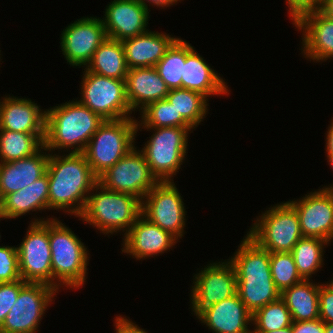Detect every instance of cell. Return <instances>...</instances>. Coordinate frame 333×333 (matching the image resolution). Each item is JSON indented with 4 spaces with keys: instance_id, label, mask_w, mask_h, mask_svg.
Masks as SVG:
<instances>
[{
    "instance_id": "obj_1",
    "label": "cell",
    "mask_w": 333,
    "mask_h": 333,
    "mask_svg": "<svg viewBox=\"0 0 333 333\" xmlns=\"http://www.w3.org/2000/svg\"><path fill=\"white\" fill-rule=\"evenodd\" d=\"M49 210L79 217L98 183L84 153H51L47 165Z\"/></svg>"
},
{
    "instance_id": "obj_2",
    "label": "cell",
    "mask_w": 333,
    "mask_h": 333,
    "mask_svg": "<svg viewBox=\"0 0 333 333\" xmlns=\"http://www.w3.org/2000/svg\"><path fill=\"white\" fill-rule=\"evenodd\" d=\"M228 260L236 271L237 294L252 314L280 298L271 275L270 252L247 234Z\"/></svg>"
},
{
    "instance_id": "obj_3",
    "label": "cell",
    "mask_w": 333,
    "mask_h": 333,
    "mask_svg": "<svg viewBox=\"0 0 333 333\" xmlns=\"http://www.w3.org/2000/svg\"><path fill=\"white\" fill-rule=\"evenodd\" d=\"M78 99L46 109L44 147L49 152L83 153L104 122Z\"/></svg>"
},
{
    "instance_id": "obj_4",
    "label": "cell",
    "mask_w": 333,
    "mask_h": 333,
    "mask_svg": "<svg viewBox=\"0 0 333 333\" xmlns=\"http://www.w3.org/2000/svg\"><path fill=\"white\" fill-rule=\"evenodd\" d=\"M52 287L79 289L86 284L89 250L69 227L55 217L48 220Z\"/></svg>"
},
{
    "instance_id": "obj_5",
    "label": "cell",
    "mask_w": 333,
    "mask_h": 333,
    "mask_svg": "<svg viewBox=\"0 0 333 333\" xmlns=\"http://www.w3.org/2000/svg\"><path fill=\"white\" fill-rule=\"evenodd\" d=\"M96 191V192H95ZM142 213V201L122 192H115L97 183L88 195L83 212L78 217L104 235L128 233Z\"/></svg>"
},
{
    "instance_id": "obj_6",
    "label": "cell",
    "mask_w": 333,
    "mask_h": 333,
    "mask_svg": "<svg viewBox=\"0 0 333 333\" xmlns=\"http://www.w3.org/2000/svg\"><path fill=\"white\" fill-rule=\"evenodd\" d=\"M137 119L104 120L83 152L94 175L99 178L135 147Z\"/></svg>"
},
{
    "instance_id": "obj_7",
    "label": "cell",
    "mask_w": 333,
    "mask_h": 333,
    "mask_svg": "<svg viewBox=\"0 0 333 333\" xmlns=\"http://www.w3.org/2000/svg\"><path fill=\"white\" fill-rule=\"evenodd\" d=\"M152 131L149 140L145 142L141 152L152 174L159 182L174 181L188 151L189 134L193 132L192 127H159V128H137Z\"/></svg>"
},
{
    "instance_id": "obj_8",
    "label": "cell",
    "mask_w": 333,
    "mask_h": 333,
    "mask_svg": "<svg viewBox=\"0 0 333 333\" xmlns=\"http://www.w3.org/2000/svg\"><path fill=\"white\" fill-rule=\"evenodd\" d=\"M252 221L247 235L270 253L291 252L304 237L298 214L288 201L271 205Z\"/></svg>"
},
{
    "instance_id": "obj_9",
    "label": "cell",
    "mask_w": 333,
    "mask_h": 333,
    "mask_svg": "<svg viewBox=\"0 0 333 333\" xmlns=\"http://www.w3.org/2000/svg\"><path fill=\"white\" fill-rule=\"evenodd\" d=\"M80 99L82 105L95 112L103 120L132 117L126 98V79H114L83 69Z\"/></svg>"
},
{
    "instance_id": "obj_10",
    "label": "cell",
    "mask_w": 333,
    "mask_h": 333,
    "mask_svg": "<svg viewBox=\"0 0 333 333\" xmlns=\"http://www.w3.org/2000/svg\"><path fill=\"white\" fill-rule=\"evenodd\" d=\"M50 219L54 218H33L21 244L17 245L20 277L24 282L52 286L51 250L48 237V220Z\"/></svg>"
},
{
    "instance_id": "obj_11",
    "label": "cell",
    "mask_w": 333,
    "mask_h": 333,
    "mask_svg": "<svg viewBox=\"0 0 333 333\" xmlns=\"http://www.w3.org/2000/svg\"><path fill=\"white\" fill-rule=\"evenodd\" d=\"M190 308L196 317L207 307L237 294V277L227 259L211 262L193 275Z\"/></svg>"
},
{
    "instance_id": "obj_12",
    "label": "cell",
    "mask_w": 333,
    "mask_h": 333,
    "mask_svg": "<svg viewBox=\"0 0 333 333\" xmlns=\"http://www.w3.org/2000/svg\"><path fill=\"white\" fill-rule=\"evenodd\" d=\"M58 290L43 283H27L0 327V333H36Z\"/></svg>"
},
{
    "instance_id": "obj_13",
    "label": "cell",
    "mask_w": 333,
    "mask_h": 333,
    "mask_svg": "<svg viewBox=\"0 0 333 333\" xmlns=\"http://www.w3.org/2000/svg\"><path fill=\"white\" fill-rule=\"evenodd\" d=\"M174 181L158 182L142 200V215L178 240L186 233L187 211Z\"/></svg>"
},
{
    "instance_id": "obj_14",
    "label": "cell",
    "mask_w": 333,
    "mask_h": 333,
    "mask_svg": "<svg viewBox=\"0 0 333 333\" xmlns=\"http://www.w3.org/2000/svg\"><path fill=\"white\" fill-rule=\"evenodd\" d=\"M158 182L145 155L136 147L98 178V183L104 188L131 194L141 201Z\"/></svg>"
},
{
    "instance_id": "obj_15",
    "label": "cell",
    "mask_w": 333,
    "mask_h": 333,
    "mask_svg": "<svg viewBox=\"0 0 333 333\" xmlns=\"http://www.w3.org/2000/svg\"><path fill=\"white\" fill-rule=\"evenodd\" d=\"M106 38L105 27L100 17H82L62 30L60 49L70 66L85 68Z\"/></svg>"
},
{
    "instance_id": "obj_16",
    "label": "cell",
    "mask_w": 333,
    "mask_h": 333,
    "mask_svg": "<svg viewBox=\"0 0 333 333\" xmlns=\"http://www.w3.org/2000/svg\"><path fill=\"white\" fill-rule=\"evenodd\" d=\"M302 32L301 53L310 62L333 59V18L327 17L317 7L299 11L291 19Z\"/></svg>"
},
{
    "instance_id": "obj_17",
    "label": "cell",
    "mask_w": 333,
    "mask_h": 333,
    "mask_svg": "<svg viewBox=\"0 0 333 333\" xmlns=\"http://www.w3.org/2000/svg\"><path fill=\"white\" fill-rule=\"evenodd\" d=\"M288 202L298 214L304 237L333 242V189L322 187Z\"/></svg>"
},
{
    "instance_id": "obj_18",
    "label": "cell",
    "mask_w": 333,
    "mask_h": 333,
    "mask_svg": "<svg viewBox=\"0 0 333 333\" xmlns=\"http://www.w3.org/2000/svg\"><path fill=\"white\" fill-rule=\"evenodd\" d=\"M122 239L121 253L128 254L136 260L162 255L172 250L179 242L170 232L150 222L142 214Z\"/></svg>"
},
{
    "instance_id": "obj_19",
    "label": "cell",
    "mask_w": 333,
    "mask_h": 333,
    "mask_svg": "<svg viewBox=\"0 0 333 333\" xmlns=\"http://www.w3.org/2000/svg\"><path fill=\"white\" fill-rule=\"evenodd\" d=\"M104 10L107 38L122 42L149 30L150 11L138 0H113Z\"/></svg>"
},
{
    "instance_id": "obj_20",
    "label": "cell",
    "mask_w": 333,
    "mask_h": 333,
    "mask_svg": "<svg viewBox=\"0 0 333 333\" xmlns=\"http://www.w3.org/2000/svg\"><path fill=\"white\" fill-rule=\"evenodd\" d=\"M196 318L213 333L252 332V313L238 294L207 307Z\"/></svg>"
},
{
    "instance_id": "obj_21",
    "label": "cell",
    "mask_w": 333,
    "mask_h": 333,
    "mask_svg": "<svg viewBox=\"0 0 333 333\" xmlns=\"http://www.w3.org/2000/svg\"><path fill=\"white\" fill-rule=\"evenodd\" d=\"M2 99V100H1ZM0 99V129L23 133H45L46 109L26 97L7 94Z\"/></svg>"
},
{
    "instance_id": "obj_22",
    "label": "cell",
    "mask_w": 333,
    "mask_h": 333,
    "mask_svg": "<svg viewBox=\"0 0 333 333\" xmlns=\"http://www.w3.org/2000/svg\"><path fill=\"white\" fill-rule=\"evenodd\" d=\"M182 88L200 92L207 98L224 96L231 92L220 73L213 69L189 42L186 41V59L183 64Z\"/></svg>"
},
{
    "instance_id": "obj_23",
    "label": "cell",
    "mask_w": 333,
    "mask_h": 333,
    "mask_svg": "<svg viewBox=\"0 0 333 333\" xmlns=\"http://www.w3.org/2000/svg\"><path fill=\"white\" fill-rule=\"evenodd\" d=\"M49 154L43 146L30 157L0 163V190L3 197L26 188L44 176L47 172Z\"/></svg>"
},
{
    "instance_id": "obj_24",
    "label": "cell",
    "mask_w": 333,
    "mask_h": 333,
    "mask_svg": "<svg viewBox=\"0 0 333 333\" xmlns=\"http://www.w3.org/2000/svg\"><path fill=\"white\" fill-rule=\"evenodd\" d=\"M177 39L169 33L148 30L122 41L128 68L154 67Z\"/></svg>"
},
{
    "instance_id": "obj_25",
    "label": "cell",
    "mask_w": 333,
    "mask_h": 333,
    "mask_svg": "<svg viewBox=\"0 0 333 333\" xmlns=\"http://www.w3.org/2000/svg\"><path fill=\"white\" fill-rule=\"evenodd\" d=\"M169 91L170 89L154 67L128 70L126 98L133 112L137 110L140 112L149 103L165 99Z\"/></svg>"
},
{
    "instance_id": "obj_26",
    "label": "cell",
    "mask_w": 333,
    "mask_h": 333,
    "mask_svg": "<svg viewBox=\"0 0 333 333\" xmlns=\"http://www.w3.org/2000/svg\"><path fill=\"white\" fill-rule=\"evenodd\" d=\"M49 211L48 174L17 192L8 194L3 202V215L7 219H16L33 211Z\"/></svg>"
},
{
    "instance_id": "obj_27",
    "label": "cell",
    "mask_w": 333,
    "mask_h": 333,
    "mask_svg": "<svg viewBox=\"0 0 333 333\" xmlns=\"http://www.w3.org/2000/svg\"><path fill=\"white\" fill-rule=\"evenodd\" d=\"M280 298L289 309L292 321L319 319V282L303 279L283 290Z\"/></svg>"
},
{
    "instance_id": "obj_28",
    "label": "cell",
    "mask_w": 333,
    "mask_h": 333,
    "mask_svg": "<svg viewBox=\"0 0 333 333\" xmlns=\"http://www.w3.org/2000/svg\"><path fill=\"white\" fill-rule=\"evenodd\" d=\"M85 69L114 79H126L128 66L121 41L106 38L94 52Z\"/></svg>"
},
{
    "instance_id": "obj_29",
    "label": "cell",
    "mask_w": 333,
    "mask_h": 333,
    "mask_svg": "<svg viewBox=\"0 0 333 333\" xmlns=\"http://www.w3.org/2000/svg\"><path fill=\"white\" fill-rule=\"evenodd\" d=\"M45 133L0 129V163L30 157L44 146Z\"/></svg>"
},
{
    "instance_id": "obj_30",
    "label": "cell",
    "mask_w": 333,
    "mask_h": 333,
    "mask_svg": "<svg viewBox=\"0 0 333 333\" xmlns=\"http://www.w3.org/2000/svg\"><path fill=\"white\" fill-rule=\"evenodd\" d=\"M182 118L195 130L207 117L209 101L206 96L193 90L171 89L166 96Z\"/></svg>"
},
{
    "instance_id": "obj_31",
    "label": "cell",
    "mask_w": 333,
    "mask_h": 333,
    "mask_svg": "<svg viewBox=\"0 0 333 333\" xmlns=\"http://www.w3.org/2000/svg\"><path fill=\"white\" fill-rule=\"evenodd\" d=\"M327 245L330 244L325 240L303 237L293 247L291 253L302 279L311 280V277L322 269L324 266V248Z\"/></svg>"
},
{
    "instance_id": "obj_32",
    "label": "cell",
    "mask_w": 333,
    "mask_h": 333,
    "mask_svg": "<svg viewBox=\"0 0 333 333\" xmlns=\"http://www.w3.org/2000/svg\"><path fill=\"white\" fill-rule=\"evenodd\" d=\"M139 118H141V120ZM159 127L191 126L182 118V116H177L176 109L165 98L149 103L140 111V117L137 118V128Z\"/></svg>"
},
{
    "instance_id": "obj_33",
    "label": "cell",
    "mask_w": 333,
    "mask_h": 333,
    "mask_svg": "<svg viewBox=\"0 0 333 333\" xmlns=\"http://www.w3.org/2000/svg\"><path fill=\"white\" fill-rule=\"evenodd\" d=\"M186 59V41L180 37L166 51L165 55L154 66L158 75L171 89L182 88L183 64Z\"/></svg>"
},
{
    "instance_id": "obj_34",
    "label": "cell",
    "mask_w": 333,
    "mask_h": 333,
    "mask_svg": "<svg viewBox=\"0 0 333 333\" xmlns=\"http://www.w3.org/2000/svg\"><path fill=\"white\" fill-rule=\"evenodd\" d=\"M292 317L285 302L279 298L252 314V331H275L292 326Z\"/></svg>"
},
{
    "instance_id": "obj_35",
    "label": "cell",
    "mask_w": 333,
    "mask_h": 333,
    "mask_svg": "<svg viewBox=\"0 0 333 333\" xmlns=\"http://www.w3.org/2000/svg\"><path fill=\"white\" fill-rule=\"evenodd\" d=\"M270 268L273 282L280 292L303 280L291 252H271Z\"/></svg>"
},
{
    "instance_id": "obj_36",
    "label": "cell",
    "mask_w": 333,
    "mask_h": 333,
    "mask_svg": "<svg viewBox=\"0 0 333 333\" xmlns=\"http://www.w3.org/2000/svg\"><path fill=\"white\" fill-rule=\"evenodd\" d=\"M21 280L19 255L15 246H0V283Z\"/></svg>"
},
{
    "instance_id": "obj_37",
    "label": "cell",
    "mask_w": 333,
    "mask_h": 333,
    "mask_svg": "<svg viewBox=\"0 0 333 333\" xmlns=\"http://www.w3.org/2000/svg\"><path fill=\"white\" fill-rule=\"evenodd\" d=\"M27 284L22 279L0 283V327L17 300L20 290Z\"/></svg>"
},
{
    "instance_id": "obj_38",
    "label": "cell",
    "mask_w": 333,
    "mask_h": 333,
    "mask_svg": "<svg viewBox=\"0 0 333 333\" xmlns=\"http://www.w3.org/2000/svg\"><path fill=\"white\" fill-rule=\"evenodd\" d=\"M319 318L324 323H333V287L319 283Z\"/></svg>"
},
{
    "instance_id": "obj_39",
    "label": "cell",
    "mask_w": 333,
    "mask_h": 333,
    "mask_svg": "<svg viewBox=\"0 0 333 333\" xmlns=\"http://www.w3.org/2000/svg\"><path fill=\"white\" fill-rule=\"evenodd\" d=\"M293 333H324V322L319 318L315 320L293 321Z\"/></svg>"
},
{
    "instance_id": "obj_40",
    "label": "cell",
    "mask_w": 333,
    "mask_h": 333,
    "mask_svg": "<svg viewBox=\"0 0 333 333\" xmlns=\"http://www.w3.org/2000/svg\"><path fill=\"white\" fill-rule=\"evenodd\" d=\"M115 333H148L145 329L140 328L130 318L123 315L114 317Z\"/></svg>"
},
{
    "instance_id": "obj_41",
    "label": "cell",
    "mask_w": 333,
    "mask_h": 333,
    "mask_svg": "<svg viewBox=\"0 0 333 333\" xmlns=\"http://www.w3.org/2000/svg\"><path fill=\"white\" fill-rule=\"evenodd\" d=\"M288 7L289 18L291 19L299 11L310 8L317 7L323 0H285Z\"/></svg>"
},
{
    "instance_id": "obj_42",
    "label": "cell",
    "mask_w": 333,
    "mask_h": 333,
    "mask_svg": "<svg viewBox=\"0 0 333 333\" xmlns=\"http://www.w3.org/2000/svg\"><path fill=\"white\" fill-rule=\"evenodd\" d=\"M142 5H144L149 11L150 6L152 7L156 6L161 9H165L170 6L176 5V3L181 2L182 0H138Z\"/></svg>"
},
{
    "instance_id": "obj_43",
    "label": "cell",
    "mask_w": 333,
    "mask_h": 333,
    "mask_svg": "<svg viewBox=\"0 0 333 333\" xmlns=\"http://www.w3.org/2000/svg\"><path fill=\"white\" fill-rule=\"evenodd\" d=\"M326 144H325V153L326 154H333V119L331 123L328 125V129L326 131Z\"/></svg>"
},
{
    "instance_id": "obj_44",
    "label": "cell",
    "mask_w": 333,
    "mask_h": 333,
    "mask_svg": "<svg viewBox=\"0 0 333 333\" xmlns=\"http://www.w3.org/2000/svg\"><path fill=\"white\" fill-rule=\"evenodd\" d=\"M317 8L327 17L333 18V0H323Z\"/></svg>"
},
{
    "instance_id": "obj_45",
    "label": "cell",
    "mask_w": 333,
    "mask_h": 333,
    "mask_svg": "<svg viewBox=\"0 0 333 333\" xmlns=\"http://www.w3.org/2000/svg\"><path fill=\"white\" fill-rule=\"evenodd\" d=\"M251 333H293L292 326L275 331H252Z\"/></svg>"
},
{
    "instance_id": "obj_46",
    "label": "cell",
    "mask_w": 333,
    "mask_h": 333,
    "mask_svg": "<svg viewBox=\"0 0 333 333\" xmlns=\"http://www.w3.org/2000/svg\"><path fill=\"white\" fill-rule=\"evenodd\" d=\"M327 162L330 165V169L333 170V154H326ZM323 188L333 189V183L328 186H323Z\"/></svg>"
},
{
    "instance_id": "obj_47",
    "label": "cell",
    "mask_w": 333,
    "mask_h": 333,
    "mask_svg": "<svg viewBox=\"0 0 333 333\" xmlns=\"http://www.w3.org/2000/svg\"><path fill=\"white\" fill-rule=\"evenodd\" d=\"M324 333H333V323H324Z\"/></svg>"
},
{
    "instance_id": "obj_48",
    "label": "cell",
    "mask_w": 333,
    "mask_h": 333,
    "mask_svg": "<svg viewBox=\"0 0 333 333\" xmlns=\"http://www.w3.org/2000/svg\"><path fill=\"white\" fill-rule=\"evenodd\" d=\"M3 202H4V197L1 193V190H0V218L1 217H4L3 215Z\"/></svg>"
},
{
    "instance_id": "obj_49",
    "label": "cell",
    "mask_w": 333,
    "mask_h": 333,
    "mask_svg": "<svg viewBox=\"0 0 333 333\" xmlns=\"http://www.w3.org/2000/svg\"><path fill=\"white\" fill-rule=\"evenodd\" d=\"M327 282H329V284L333 287V279H331V280H329Z\"/></svg>"
},
{
    "instance_id": "obj_50",
    "label": "cell",
    "mask_w": 333,
    "mask_h": 333,
    "mask_svg": "<svg viewBox=\"0 0 333 333\" xmlns=\"http://www.w3.org/2000/svg\"><path fill=\"white\" fill-rule=\"evenodd\" d=\"M2 219L5 220V219H7V218H5V217H1V218H0V221H1ZM0 240H1V234H0Z\"/></svg>"
}]
</instances>
